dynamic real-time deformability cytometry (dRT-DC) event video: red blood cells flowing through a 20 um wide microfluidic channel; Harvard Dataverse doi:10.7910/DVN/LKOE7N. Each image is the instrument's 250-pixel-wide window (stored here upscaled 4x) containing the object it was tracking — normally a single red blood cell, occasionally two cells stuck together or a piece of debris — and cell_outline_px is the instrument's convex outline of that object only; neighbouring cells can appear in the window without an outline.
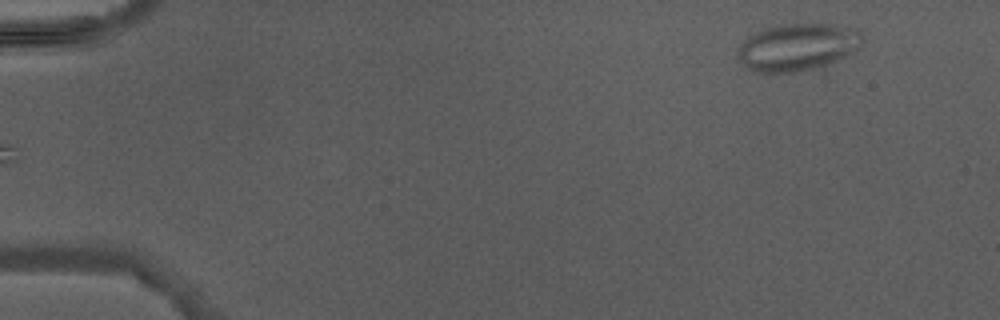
{"species": "Egyptian fruit bat (a non-hibernating species)", "species_latin": "Rousettus aegyptiacus", "temperature_condition": "warm", "stored_images_in_passage": 5, "camera_frame_rate_fps": 3000, "um_per_image_px": 0.085, "animal": {"sex": "male"}, "frame": {"image": 1, "passage_image": 5, "time_ms": 5.667, "image_size_px": [1000, 320], "cell_outline_px": [[864, 40], [852, 52], [836, 60], [812, 68], [796, 72], [752, 72], [740, 60], [736, 48], [748, 36], [764, 28], [784, 24], [828, 24], [860, 28], [864, 32]], "centroid_in_image_um": [67.8, 3.97], "position_along_channel_um": 17.2, "area_um2": 34.22}}